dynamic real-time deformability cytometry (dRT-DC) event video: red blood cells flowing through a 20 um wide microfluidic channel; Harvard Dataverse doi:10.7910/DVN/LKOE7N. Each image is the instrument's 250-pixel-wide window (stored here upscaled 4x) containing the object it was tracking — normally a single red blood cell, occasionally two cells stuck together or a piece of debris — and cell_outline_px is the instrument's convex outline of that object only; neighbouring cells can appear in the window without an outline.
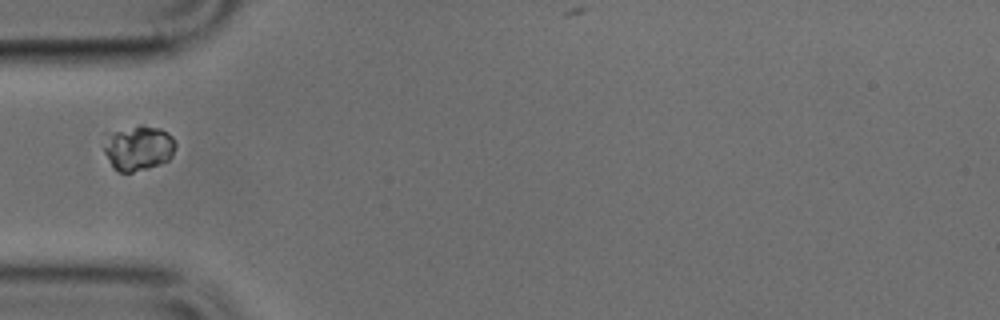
{"species": "common noctule bat (a hibernating species)", "species_latin": "Nyctalus noctula", "temperature_condition": "cold", "stored_images_in_passage": 35, "camera_frame_rate_fps": 3000, "um_per_image_px": 0.085, "animal": {"sex": "male", "body_mass_g": 17.9, "forearm_length_mm": 54.2}, "frame": {"image": 1, "passage_image": 1, "time_ms": 0.0, "image_size_px": [1000, 320], "cell_outline_px": [[176, 144], [172, 156], [168, 160], [132, 172], [120, 172], [112, 168], [104, 152], [104, 148], [112, 132], [140, 124], [144, 124], [160, 128], [168, 132], [172, 136]], "centroid_in_image_um": [11.79, 12.56], "position_along_channel_um": 73.2, "area_um2": 18.5}}
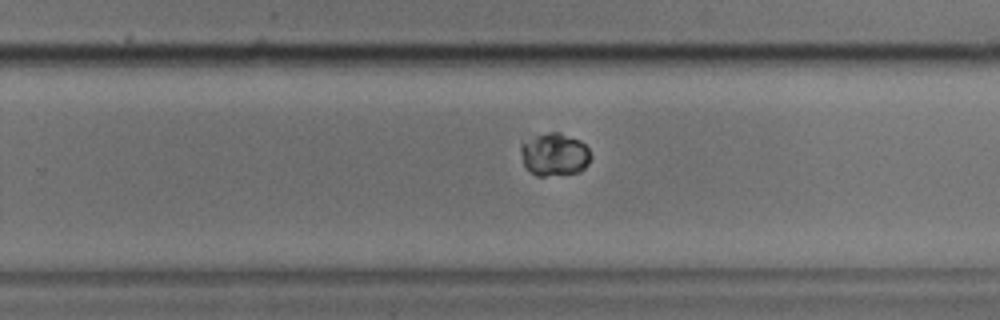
{"frame": {"image": 2, "passage_image": 17, "time_ms": 5.333, "image_size_px": [1000, 320], "cell_outline_px": [[592, 156], [588, 164], [580, 172], [544, 176], [536, 176], [524, 164], [520, 148], [520, 144], [548, 132], [560, 132], [580, 140], [588, 148]], "centroid_in_image_um": [47.17, 13.14], "position_along_channel_um": 282.6, "area_um2": 17.28}}
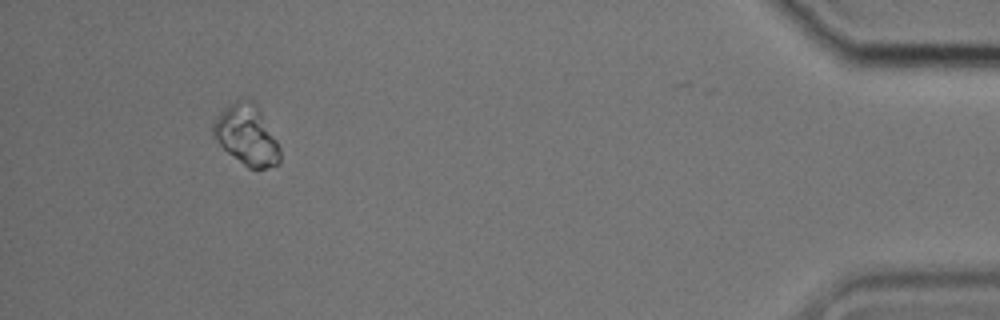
{"frame": {"image": 3, "passage_image": 32, "time_ms": 10.333, "image_size_px": [1000, 320], "cell_outline_px": [[280, 160], [276, 164], [264, 168], [248, 168], [228, 152], [216, 140], [212, 132], [212, 124], [220, 112], [236, 100], [252, 100], [260, 112], [276, 140], [280, 148]], "centroid_in_image_um": [20.95, 11.49], "position_along_channel_um": 414.3, "area_um2": 22.72}}